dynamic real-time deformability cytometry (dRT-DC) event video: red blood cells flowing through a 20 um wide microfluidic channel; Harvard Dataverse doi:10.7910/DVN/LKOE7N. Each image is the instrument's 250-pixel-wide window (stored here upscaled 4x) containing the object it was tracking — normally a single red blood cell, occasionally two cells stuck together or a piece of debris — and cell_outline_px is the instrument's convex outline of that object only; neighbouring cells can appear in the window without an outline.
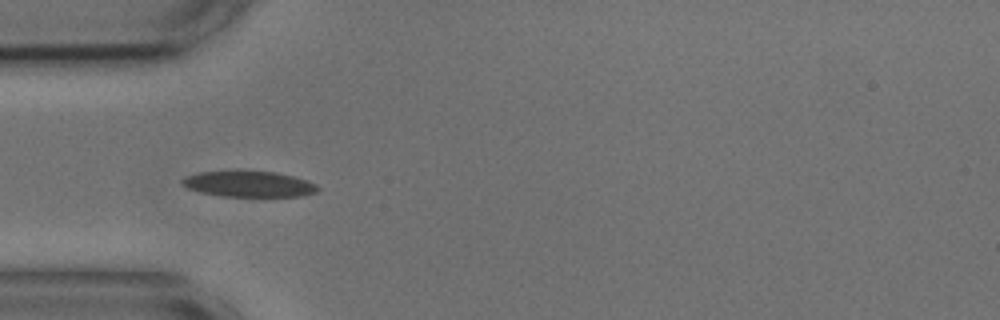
{"species": "common noctule bat (a hibernating species)", "species_latin": "Nyctalus noctula", "temperature_condition": "cold", "stored_images_in_passage": 39, "camera_frame_rate_fps": 3000, "um_per_image_px": 0.085, "animal": {"sex": "male", "body_mass_g": 17.9, "forearm_length_mm": 54.2}, "frame": {"image": 1, "passage_image": 1, "time_ms": 0.0, "image_size_px": [1000, 320], "cell_outline_px": [[320, 188], [316, 192], [304, 196], [224, 196], [200, 192], [188, 188], [180, 184], [180, 180], [184, 176], [200, 172], [236, 168], [276, 172], [296, 176], [308, 180], [316, 184]], "centroid_in_image_um": [21.13, 15.59], "position_along_channel_um": 63.9, "area_um2": 21.39}}
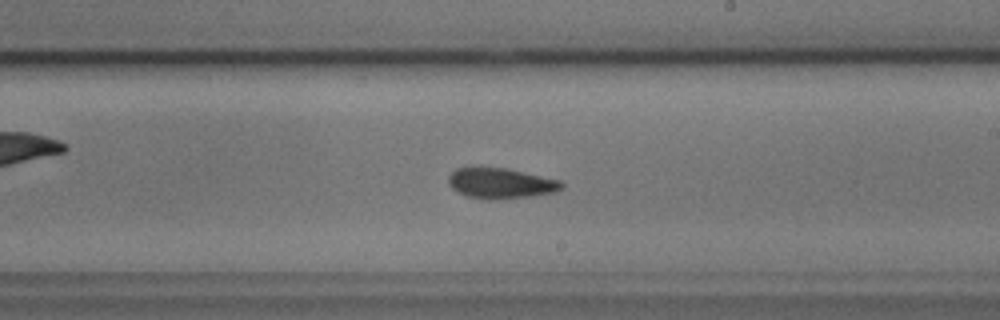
{"frame": {"image": 2, "passage_image": 16, "time_ms": 5.0, "image_size_px": [1000, 320], "cell_outline_px": [[564, 188], [556, 192], [532, 196], [496, 200], [484, 200], [468, 196], [456, 192], [448, 184], [448, 176], [456, 168], [476, 164], [504, 168], [560, 180], [564, 184]], "centroid_in_image_um": [42.5, 15.56], "position_along_channel_um": 246.5, "area_um2": 20.87}}
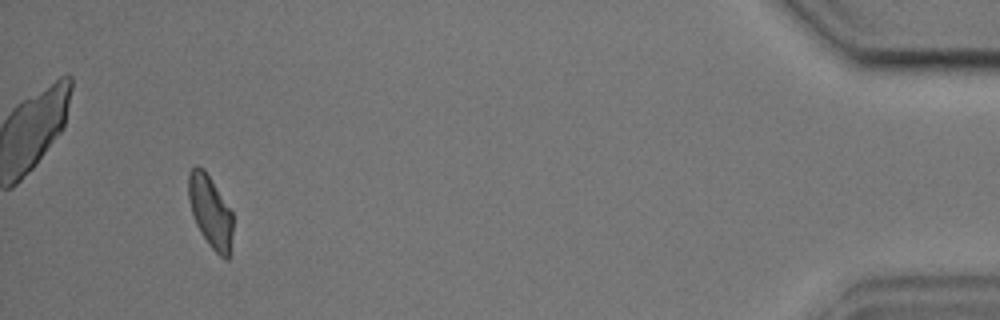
{"frame": {"image": 3, "passage_image": 36, "time_ms": 11.667, "image_size_px": [1000, 320], "cell_outline_px": [[232, 232], [228, 260], [224, 260], [208, 244], [200, 232], [196, 224], [188, 200], [188, 172], [196, 164], [204, 168], [232, 212]], "centroid_in_image_um": [17.86, 17.96], "position_along_channel_um": 417.3, "area_um2": 18.61}, "authors_computed_cell_mechanics": {"area_um2": 19.5364, "velocity_mm_per_s": 3.6575, "shape_relaxation_time_tau1_ms": 3.73, "shape_relaxation_time_tau2_ms": 3.3354, "deformation_change_tau1": 0.1292, "deformation_change_tau2": 0.091}}